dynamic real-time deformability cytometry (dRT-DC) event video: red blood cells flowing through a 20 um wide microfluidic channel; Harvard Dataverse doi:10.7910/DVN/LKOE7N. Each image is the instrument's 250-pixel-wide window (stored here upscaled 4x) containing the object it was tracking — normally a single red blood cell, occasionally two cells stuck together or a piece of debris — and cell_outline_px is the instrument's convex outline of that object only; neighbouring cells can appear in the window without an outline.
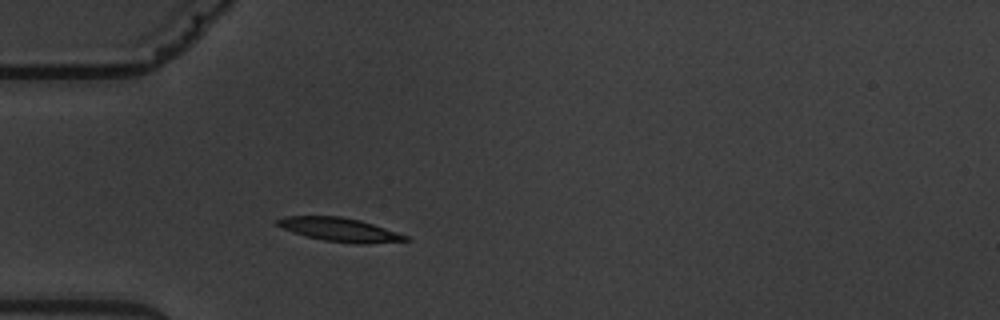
{"species": "common noctule bat (a hibernating species)", "species_latin": "Nyctalus noctula", "temperature_condition": "warm", "stored_images_in_passage": 1, "camera_frame_rate_fps": 3000, "um_per_image_px": 0.085, "animal": {"sex": "male", "body_mass_g": 19.5, "forearm_length_mm": 54.6}, "frame": {"image": 1, "passage_image": 1, "time_ms": 0.0, "image_size_px": [1000, 320], "cell_outline_px": [[412, 240], [368, 244], [360, 244], [324, 240], [292, 232], [280, 228], [276, 224], [276, 220], [284, 216], [340, 216], [360, 220], [408, 236]], "centroid_in_image_um": [28.86, 19.52], "position_along_channel_um": 56.1, "area_um2": 17.57}}